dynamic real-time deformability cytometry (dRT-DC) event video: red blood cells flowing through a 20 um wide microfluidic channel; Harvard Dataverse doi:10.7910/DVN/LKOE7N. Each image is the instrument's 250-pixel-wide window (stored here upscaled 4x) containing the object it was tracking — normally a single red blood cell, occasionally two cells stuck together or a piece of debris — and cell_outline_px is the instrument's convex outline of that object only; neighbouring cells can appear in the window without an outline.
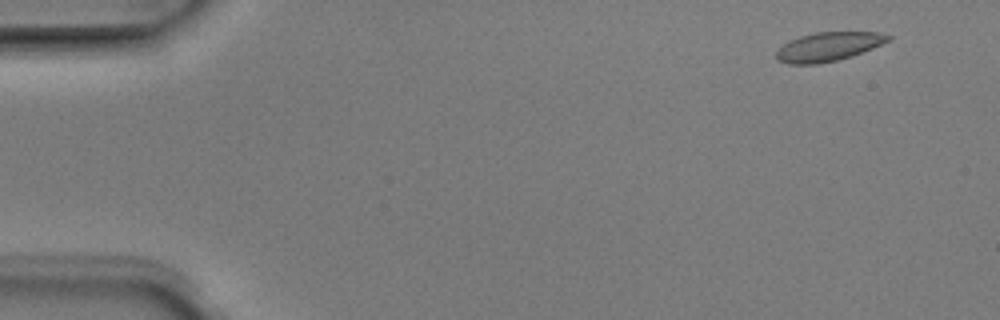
{"species": "Egyptian fruit bat (a non-hibernating species)", "species_latin": "Rousettus aegyptiacus", "temperature_condition": "room temperature", "stored_images_in_passage": 4, "camera_frame_rate_fps": 3000, "um_per_image_px": 0.085, "animal": {"sex": "male"}, "frame": {"image": 1, "passage_image": 1, "time_ms": 0.0, "image_size_px": [1000, 320], "cell_outline_px": [[892, 36], [888, 40], [872, 48], [852, 56], [836, 60], [816, 64], [788, 64], [776, 60], [776, 52], [784, 44], [800, 36], [816, 32], [880, 32]], "centroid_in_image_um": [70.39, 3.97], "position_along_channel_um": 14.6, "area_um2": 18.61}}
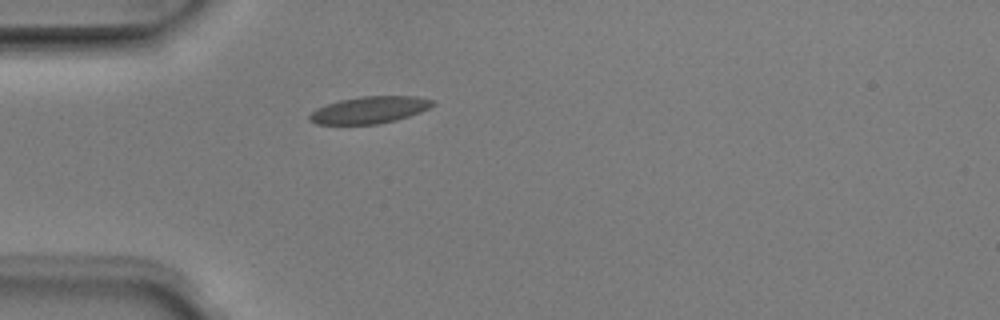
{"frame": {"image": 2, "passage_image": 4, "time_ms": 1.0, "image_size_px": [1000, 320], "cell_outline_px": [[436, 104], [420, 112], [396, 120], [376, 124], [316, 124], [308, 120], [308, 116], [316, 108], [340, 100], [360, 96], [416, 96], [436, 100]], "centroid_in_image_um": [31.42, 9.34], "position_along_channel_um": 53.6, "area_um2": 19.36}}